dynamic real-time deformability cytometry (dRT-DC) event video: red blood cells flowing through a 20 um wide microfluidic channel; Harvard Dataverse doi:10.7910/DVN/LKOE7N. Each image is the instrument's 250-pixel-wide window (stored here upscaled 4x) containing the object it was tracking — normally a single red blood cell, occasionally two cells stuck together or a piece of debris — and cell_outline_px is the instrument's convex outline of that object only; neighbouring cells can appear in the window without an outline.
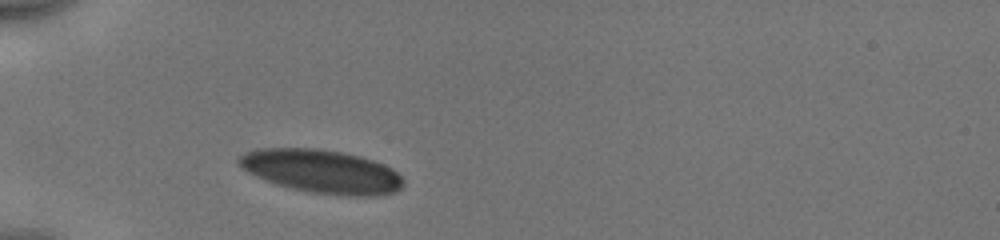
{"species": "human", "species_latin": "Homo sapiens", "temperature_condition": "cold", "stored_images_in_passage": 31, "camera_frame_rate_fps": 3000, "um_per_image_px": 0.085, "donor": {"sex": "male"}, "frame": {"image": 1, "passage_image": 1, "time_ms": 0.0, "image_size_px": [1000, 240], "cell_outline_px": [[404, 184], [396, 192], [380, 196], [344, 196], [312, 192], [292, 188], [256, 176], [248, 172], [236, 160], [244, 152], [260, 148], [316, 148], [340, 152], [360, 156], [384, 164], [392, 168], [404, 180]], "centroid_in_image_um": [27.39, 14.57], "position_along_channel_um": 57.6, "area_um2": 41.44}}
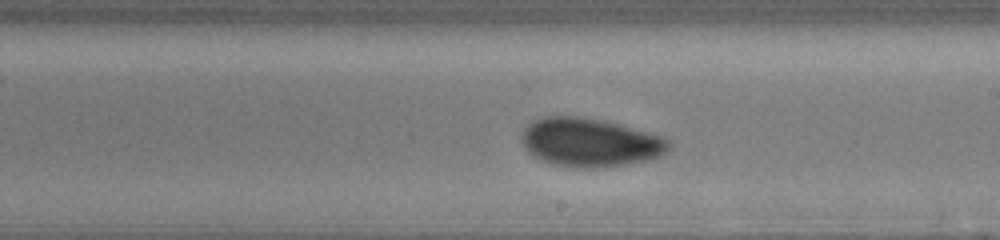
{"frame": {"image": 2, "passage_image": 16, "time_ms": 5.0, "image_size_px": [1000, 240], "cell_outline_px": [[672, 144], [668, 152], [660, 156], [648, 160], [624, 164], [596, 168], [584, 168], [552, 164], [532, 156], [528, 152], [520, 140], [520, 136], [524, 128], [532, 120], [544, 116], [584, 116], [604, 120], [620, 124], [660, 136], [668, 140]], "centroid_in_image_um": [50.12, 12.09], "position_along_channel_um": 238.9, "area_um2": 41.96}}
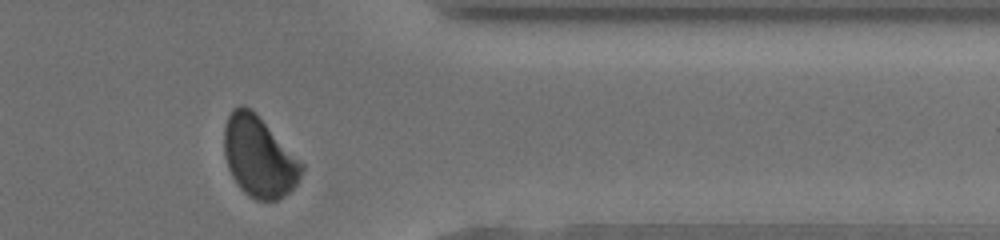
{"frame": {"image": 3, "passage_image": 28, "time_ms": 9.0, "image_size_px": [1000, 240], "cell_outline_px": [[304, 168], [296, 184], [288, 192], [276, 200], [256, 200], [248, 196], [236, 184], [228, 168], [224, 156], [224, 128], [228, 116], [232, 108], [240, 104], [244, 104], [252, 108], [256, 112], [304, 164]], "centroid_in_image_um": [21.99, 13.29], "position_along_channel_um": 389.4, "area_um2": 36.65}, "authors_computed_cell_mechanics": {"area_um2": 40.6912, "velocity_mm_per_s": 3.9431, "shape_relaxation_time_tau1_ms": 3.0306, "shape_relaxation_time_tau2_ms": 1.1925, "deformation_change_tau1": 0.0983, "deformation_change_tau2": 0.0582}}